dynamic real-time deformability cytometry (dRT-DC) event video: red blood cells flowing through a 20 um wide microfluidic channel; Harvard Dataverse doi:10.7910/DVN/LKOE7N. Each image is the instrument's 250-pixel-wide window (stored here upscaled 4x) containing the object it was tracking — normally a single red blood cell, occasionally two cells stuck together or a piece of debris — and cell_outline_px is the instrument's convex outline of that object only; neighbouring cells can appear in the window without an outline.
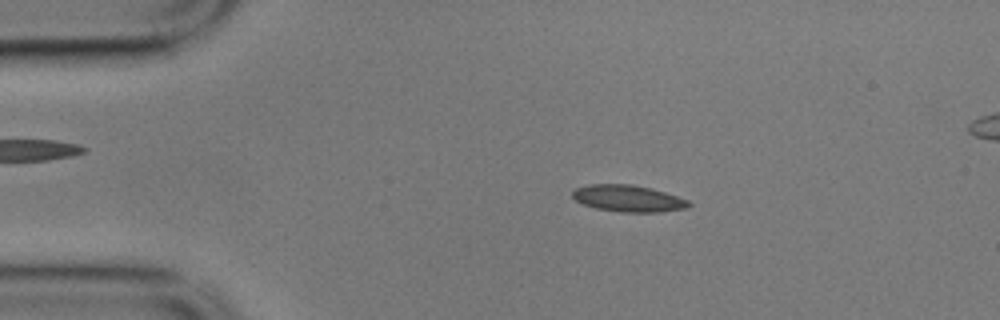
{"species": "common noctule bat (a hibernating species)", "species_latin": "Nyctalus noctula", "temperature_condition": "cold", "stored_images_in_passage": 56, "camera_frame_rate_fps": 3000, "um_per_image_px": 0.085, "animal": {"sex": "male", "body_mass_g": 17.9}, "frame": {"image": 1, "passage_image": 10, "time_ms": 3.0, "image_size_px": [1000, 320], "cell_outline_px": [[692, 204], [684, 208], [660, 212], [624, 212], [596, 208], [584, 204], [576, 200], [572, 196], [572, 192], [576, 188], [588, 184], [632, 184], [652, 188], [688, 200]], "centroid_in_image_um": [53.38, 16.85], "position_along_channel_um": 31.6, "area_um2": 17.92}}
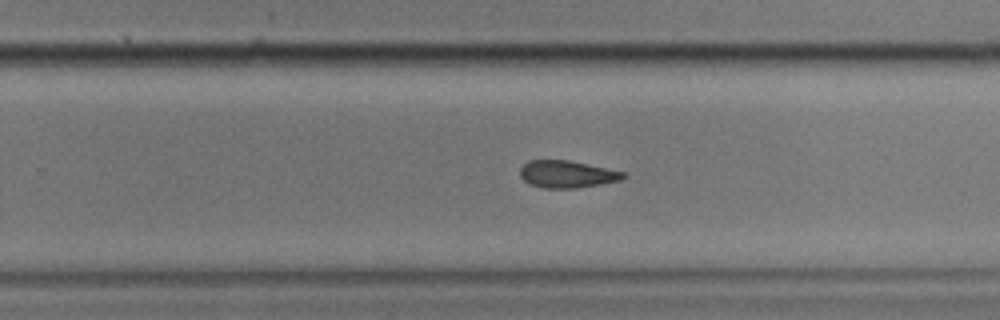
{"frame": {"image": 2, "passage_image": 35, "time_ms": 11.333, "image_size_px": [1000, 320], "cell_outline_px": [[624, 176], [620, 180], [600, 184], [576, 188], [544, 188], [528, 184], [520, 176], [520, 168], [528, 160], [568, 160], [588, 164], [624, 172]], "centroid_in_image_um": [48.14, 14.8], "position_along_channel_um": 281.7, "area_um2": 16.24}}
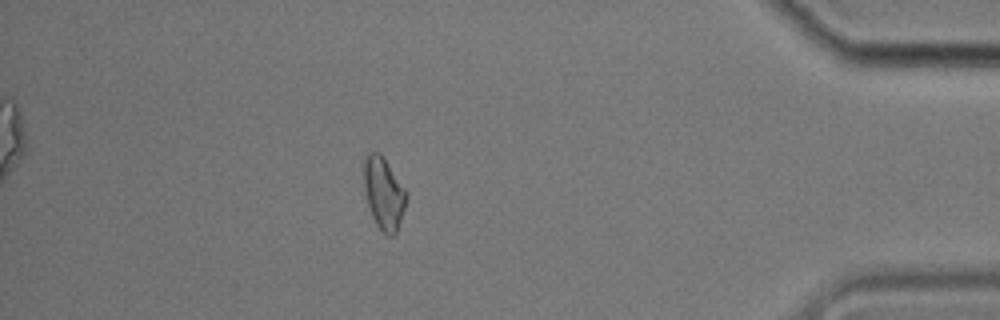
{"frame": {"image": 3, "passage_image": 49, "time_ms": 16.0, "image_size_px": [1000, 320], "cell_outline_px": [[408, 196], [396, 232], [392, 236], [388, 236], [376, 224], [372, 216], [368, 204], [364, 188], [364, 156], [368, 152], [380, 152], [384, 156], [408, 192]], "centroid_in_image_um": [32.62, 16.37], "position_along_channel_um": 402.6, "area_um2": 17.92}}